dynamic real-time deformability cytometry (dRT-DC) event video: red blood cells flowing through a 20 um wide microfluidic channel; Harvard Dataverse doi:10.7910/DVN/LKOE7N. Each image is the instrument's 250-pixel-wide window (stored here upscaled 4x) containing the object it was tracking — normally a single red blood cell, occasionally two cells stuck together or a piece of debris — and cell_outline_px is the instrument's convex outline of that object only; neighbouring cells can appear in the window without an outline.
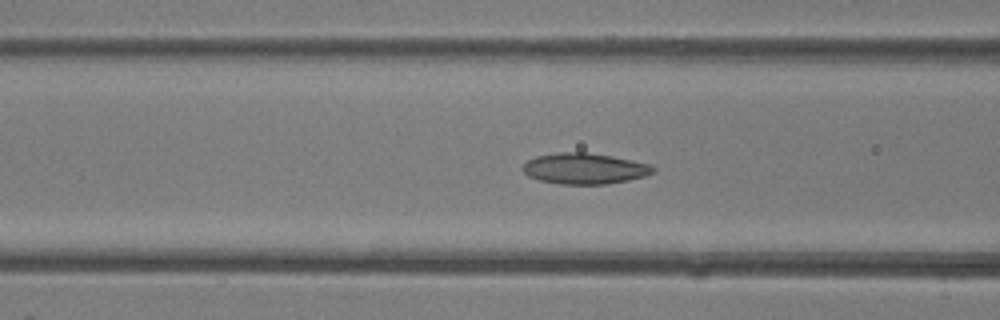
{"species": "common noctule bat (a hibernating species)", "species_latin": "Nyctalus noctula", "temperature_condition": "room temperature", "stored_images_in_passage": 5, "camera_frame_rate_fps": 3000, "um_per_image_px": 0.085, "animal": {"sex": "female"}, "frame": {"image": 1, "passage_image": 5, "time_ms": 1.333, "image_size_px": [1000, 320], "cell_outline_px": [[656, 172], [644, 176], [628, 180], [608, 184], [560, 184], [540, 180], [528, 176], [520, 168], [528, 160], [536, 156], [560, 152], [584, 152], [612, 156], [632, 160], [648, 164], [656, 168]], "centroid_in_image_um": [49.68, 14.33], "position_along_channel_um": 116.9, "area_um2": 23.47}}